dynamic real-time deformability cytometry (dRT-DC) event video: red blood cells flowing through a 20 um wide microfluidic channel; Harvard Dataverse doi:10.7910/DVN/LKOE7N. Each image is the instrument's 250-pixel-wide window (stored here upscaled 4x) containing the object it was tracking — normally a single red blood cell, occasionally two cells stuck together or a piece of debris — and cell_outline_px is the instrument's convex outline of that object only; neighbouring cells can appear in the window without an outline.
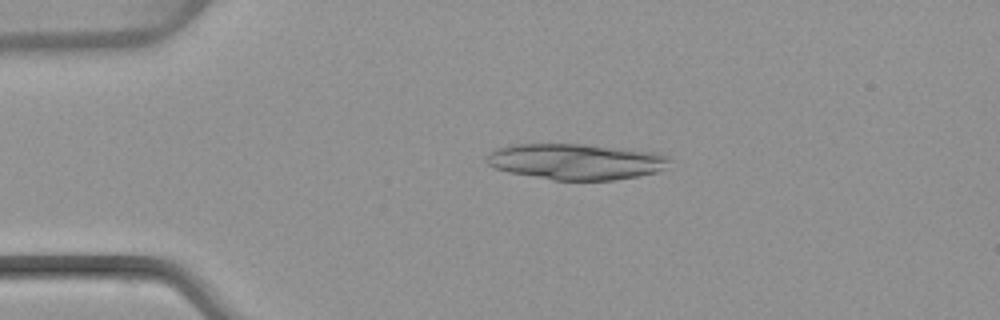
{"species": "common noctule bat (a hibernating species)", "species_latin": "Nyctalus noctula", "temperature_condition": "warm", "stored_images_in_passage": 48, "segment_of_instrument_passage": [1, 2], "camera_frame_rate_fps": 3000, "um_per_image_px": 0.085, "animal": {"sex": "female", "body_mass_g": 22.7, "forearm_length_mm": 54.2}, "frame": {"image": 1, "passage_image": 10, "time_ms": 3.0, "image_size_px": [1000, 320], "cell_outline_px": [[672, 160], [664, 168], [656, 172], [636, 176], [612, 180], [552, 180], [508, 172], [496, 168], [488, 164], [488, 152], [496, 148], [512, 144], [584, 144], [624, 148], [660, 152], [668, 156]], "centroid_in_image_um": [48.98, 13.72], "position_along_channel_um": 36.0, "area_um2": 38.49}}